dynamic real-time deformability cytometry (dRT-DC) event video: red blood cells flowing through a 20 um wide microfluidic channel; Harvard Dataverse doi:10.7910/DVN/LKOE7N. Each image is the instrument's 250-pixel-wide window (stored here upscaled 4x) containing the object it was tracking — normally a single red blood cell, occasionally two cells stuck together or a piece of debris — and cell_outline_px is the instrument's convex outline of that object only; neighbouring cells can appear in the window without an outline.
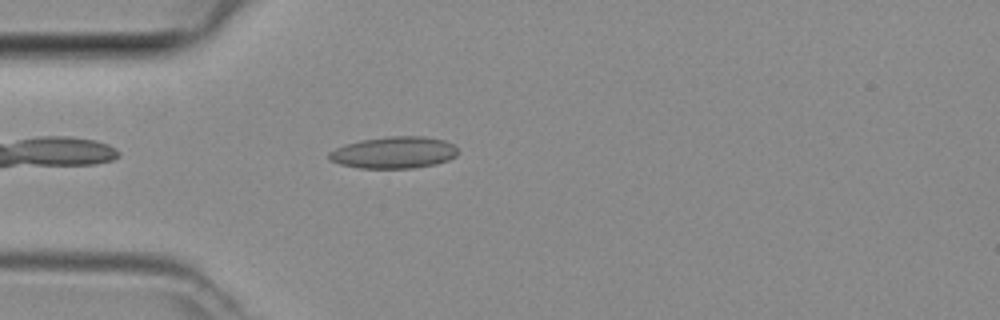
{"species": "common noctule bat (a hibernating species)", "species_latin": "Nyctalus noctula", "temperature_condition": "room temperature", "stored_images_in_passage": 30, "camera_frame_rate_fps": 3000, "um_per_image_px": 0.085, "animal": {"sex": "female", "body_mass_g": 29.2, "forearm_length_mm": 56.3}, "frame": {"image": 1, "passage_image": 4, "time_ms": 1.0, "image_size_px": [1000, 320], "cell_outline_px": [[456, 156], [448, 160], [436, 164], [412, 168], [360, 168], [340, 164], [332, 160], [328, 156], [328, 152], [344, 144], [360, 140], [388, 136], [424, 136], [444, 140], [452, 144], [456, 148]], "centroid_in_image_um": [33.47, 12.96], "position_along_channel_um": 51.5, "area_um2": 23.81}}
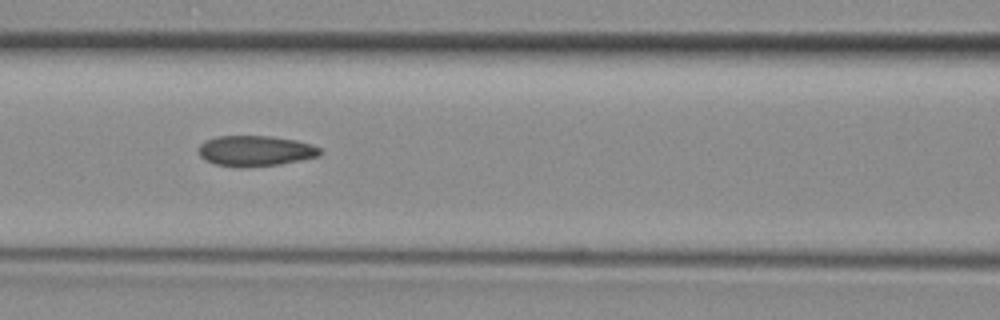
{"frame": {"image": 2, "passage_image": 11, "time_ms": 3.333, "image_size_px": [1000, 320], "cell_outline_px": [[324, 152], [320, 156], [280, 164], [244, 168], [240, 168], [216, 164], [200, 156], [200, 144], [204, 140], [216, 136], [268, 136], [296, 140], [312, 144], [320, 148]], "centroid_in_image_um": [21.74, 12.82], "position_along_channel_um": 144.9, "area_um2": 21.73}}
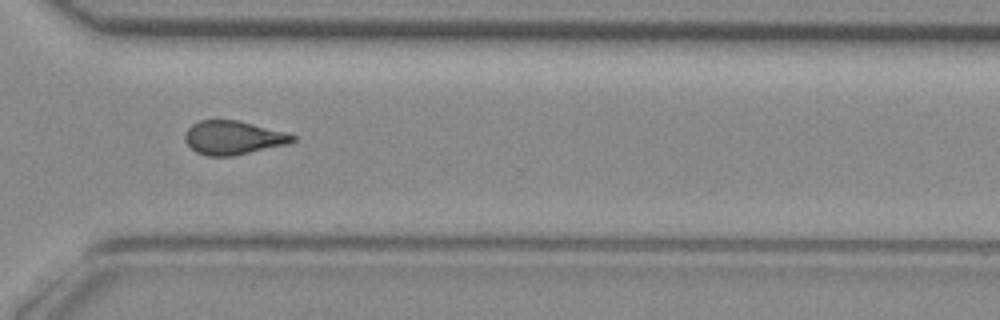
{"frame": {"image": 3, "passage_image": 25, "time_ms": 8.0, "image_size_px": [1000, 320], "cell_outline_px": [[296, 140], [288, 144], [232, 156], [208, 156], [196, 152], [184, 140], [184, 136], [188, 128], [192, 124], [200, 120], [236, 120], [284, 132], [296, 136]], "centroid_in_image_um": [19.8, 11.71], "position_along_channel_um": 350.8, "area_um2": 20.92}}